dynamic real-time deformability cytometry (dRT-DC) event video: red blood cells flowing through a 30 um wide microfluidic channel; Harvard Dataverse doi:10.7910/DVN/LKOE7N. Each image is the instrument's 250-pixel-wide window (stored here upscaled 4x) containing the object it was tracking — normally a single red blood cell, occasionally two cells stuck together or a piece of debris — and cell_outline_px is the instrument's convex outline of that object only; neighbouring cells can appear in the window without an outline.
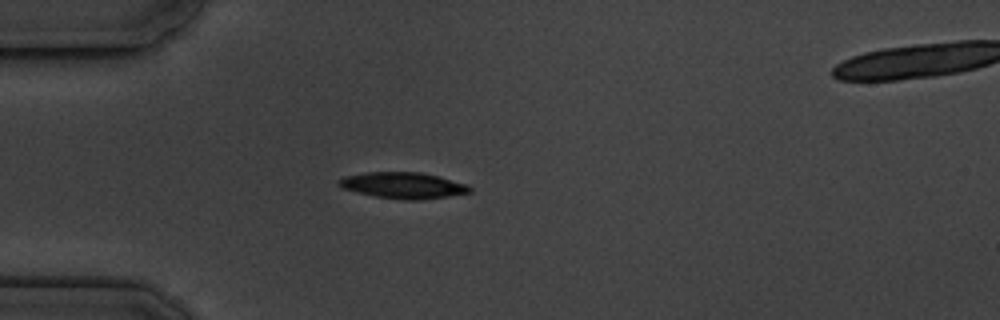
{"species": "common noctule bat (a hibernating species)", "species_latin": "Nyctalus noctula", "temperature_condition": "cold", "stored_images_in_passage": 2, "camera_frame_rate_fps": 3000, "um_per_image_px": 0.085, "animal": {"sex": "male", "body_mass_g": 19.5, "forearm_length_mm": 54.6}, "frame": {"image": 1, "passage_image": 1, "time_ms": 0.0, "image_size_px": [1000, 320], "cell_outline_px": [[472, 192], [448, 196], [420, 200], [404, 200], [376, 196], [356, 192], [340, 188], [336, 184], [336, 180], [344, 176], [364, 172], [420, 172], [468, 184], [472, 188]], "centroid_in_image_um": [34.22, 15.75], "position_along_channel_um": 50.8, "area_um2": 20.11}}